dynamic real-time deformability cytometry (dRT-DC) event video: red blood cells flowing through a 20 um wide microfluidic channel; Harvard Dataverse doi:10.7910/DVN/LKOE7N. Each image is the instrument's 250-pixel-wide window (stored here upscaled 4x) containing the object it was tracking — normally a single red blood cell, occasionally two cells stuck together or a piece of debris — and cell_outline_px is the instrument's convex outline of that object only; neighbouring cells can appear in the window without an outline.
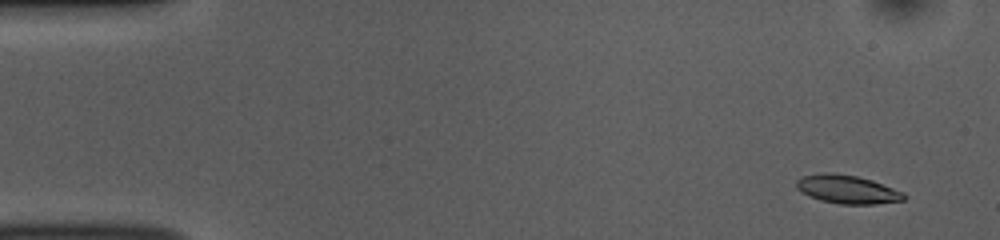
{"species": "common noctule bat (a hibernating species)", "species_latin": "Nyctalus noctula", "temperature_condition": "room temperature", "stored_images_in_passage": 51, "camera_frame_rate_fps": 3000, "um_per_image_px": 0.085, "animal": {"sex": "female", "body_mass_g": 10.0, "forearm_length_mm": 53.1}, "frame": {"image": 1, "passage_image": 1, "time_ms": 0.0, "image_size_px": [1000, 240], "cell_outline_px": [[908, 196], [904, 200], [876, 204], [840, 204], [820, 200], [796, 188], [796, 180], [804, 176], [824, 172], [832, 172], [856, 176], [872, 180], [904, 192]], "centroid_in_image_um": [72.06, 16.09], "position_along_channel_um": 12.9, "area_um2": 17.74}}
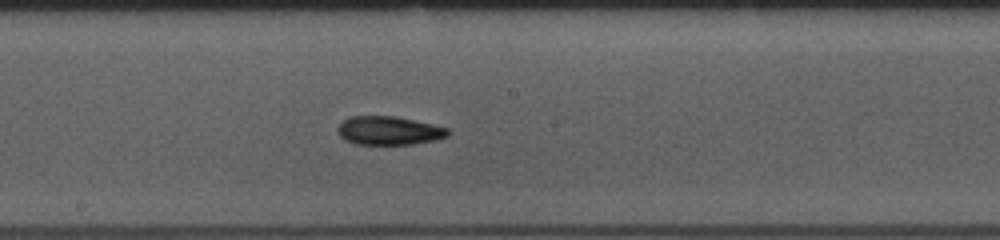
{"frame": {"image": 2, "passage_image": 26, "time_ms": 8.333, "image_size_px": [1000, 240], "cell_outline_px": [[452, 132], [448, 136], [436, 140], [412, 144], [356, 144], [344, 140], [336, 132], [336, 128], [348, 116], [392, 116], [432, 124], [448, 128]], "centroid_in_image_um": [33.04, 11.11], "position_along_channel_um": 215.2, "area_um2": 18.44}}
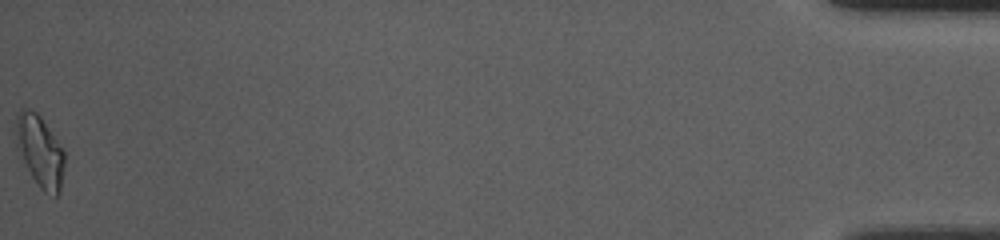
{"frame": {"image": 3, "passage_image": 51, "time_ms": 16.667, "image_size_px": [1000, 240], "cell_outline_px": [[64, 168], [60, 192], [56, 196], [44, 192], [40, 188], [32, 176], [16, 148], [16, 112], [20, 108], [28, 108], [36, 112], [40, 116], [64, 148]], "centroid_in_image_um": [3.4, 12.82], "position_along_channel_um": 431.8, "area_um2": 20.4}, "authors_computed_cell_mechanics": {"area_um2": 18.0336, "velocity_mm_per_s": 3.7736, "shape_relaxation_time_tau1_ms": 3.9167, "shape_relaxation_time_tau2_ms": 6.5556, "deformation_change_tau1": 0.138, "deformation_change_tau2": 0.0944}}